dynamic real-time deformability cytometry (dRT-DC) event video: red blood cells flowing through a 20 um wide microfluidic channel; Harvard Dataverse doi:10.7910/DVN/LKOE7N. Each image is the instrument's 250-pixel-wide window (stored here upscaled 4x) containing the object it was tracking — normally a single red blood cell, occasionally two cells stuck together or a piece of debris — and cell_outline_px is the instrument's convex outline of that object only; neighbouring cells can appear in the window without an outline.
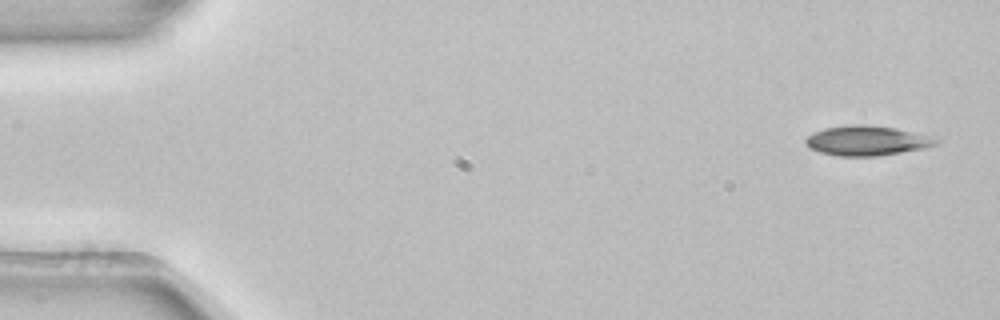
{"species": "common noctule bat (a hibernating species)", "species_latin": "Nyctalus noctula", "temperature_condition": "room temperature", "stored_images_in_passage": 4, "camera_frame_rate_fps": 3000, "um_per_image_px": 0.085, "animal": {"sex": "female", "body_mass_g": 22.7, "forearm_length_mm": 54.2}, "frame": {"image": 1, "passage_image": 1, "time_ms": 0.0, "image_size_px": [1000, 320], "cell_outline_px": [[940, 140], [936, 144], [924, 148], [876, 156], [840, 156], [820, 152], [808, 148], [804, 144], [804, 140], [808, 136], [824, 128], [852, 124], [868, 124], [896, 128]], "centroid_in_image_um": [73.61, 11.95], "position_along_channel_um": 11.4, "area_um2": 22.37}}
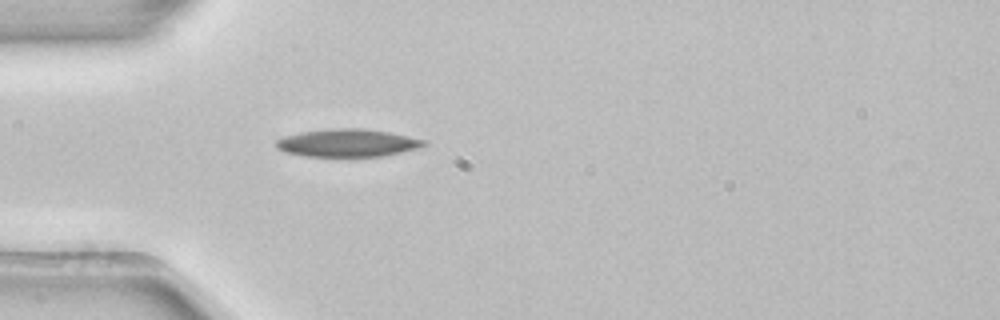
{"frame": {"image": 2, "passage_image": 4, "time_ms": 1.0, "image_size_px": [1000, 320], "cell_outline_px": [[428, 144], [416, 148], [400, 152], [380, 156], [304, 156], [284, 152], [276, 148], [276, 140], [284, 136], [300, 132], [328, 128], [364, 128], [388, 132], [428, 140]], "centroid_in_image_um": [29.51, 12.13], "position_along_channel_um": 55.5, "area_um2": 23.93}}